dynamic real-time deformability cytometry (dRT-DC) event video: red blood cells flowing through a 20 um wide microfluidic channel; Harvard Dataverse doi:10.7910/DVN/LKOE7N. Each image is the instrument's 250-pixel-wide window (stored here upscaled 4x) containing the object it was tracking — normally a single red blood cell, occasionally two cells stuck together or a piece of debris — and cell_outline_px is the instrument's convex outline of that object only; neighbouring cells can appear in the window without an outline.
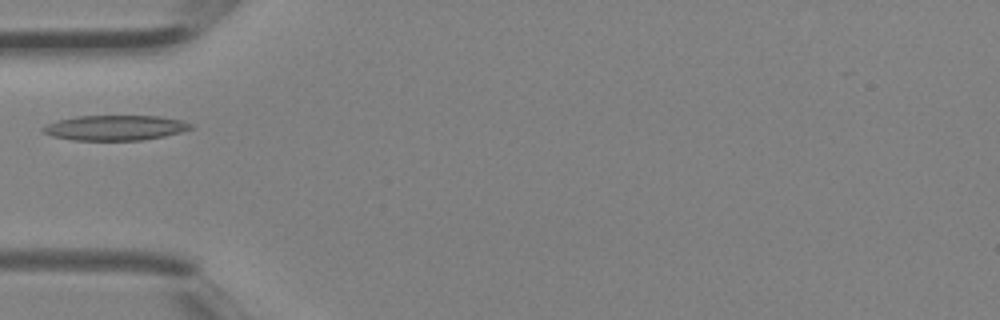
{"species": "Egyptian fruit bat (a non-hibernating species)", "species_latin": "Rousettus aegyptiacus", "temperature_condition": "room temperature", "stored_images_in_passage": 2, "camera_frame_rate_fps": 3000, "um_per_image_px": 0.085, "animal": {"sex": "female"}, "frame": {"image": 1, "passage_image": 2, "time_ms": 0.333, "image_size_px": [1000, 320], "cell_outline_px": [[196, 128], [164, 136], [140, 140], [72, 140], [52, 136], [44, 132], [40, 128], [56, 120], [76, 116], [160, 116], [180, 120], [192, 124]], "centroid_in_image_um": [9.79, 10.86], "position_along_channel_um": 75.2, "area_um2": 21.62}}